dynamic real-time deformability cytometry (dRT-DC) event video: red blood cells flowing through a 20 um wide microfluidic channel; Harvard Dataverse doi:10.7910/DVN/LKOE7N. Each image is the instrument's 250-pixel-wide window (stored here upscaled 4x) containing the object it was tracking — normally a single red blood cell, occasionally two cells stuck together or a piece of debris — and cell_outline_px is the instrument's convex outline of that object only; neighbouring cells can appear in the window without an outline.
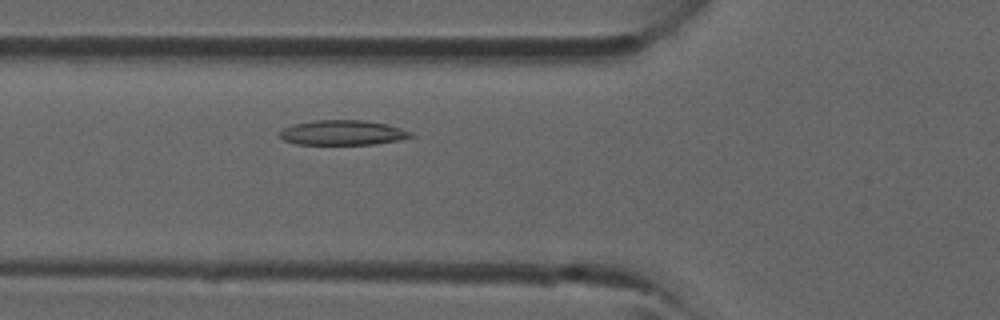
{"species": "common noctule bat (a hibernating species)", "species_latin": "Nyctalus noctula", "temperature_condition": "room temperature", "stored_images_in_passage": 30, "camera_frame_rate_fps": 3000, "um_per_image_px": 0.085, "animal": {"sex": "male", "forearm_length_mm": 52.5}, "frame": {"image": 1, "passage_image": 4, "time_ms": 1.0, "image_size_px": [1000, 320], "cell_outline_px": [[412, 136], [400, 140], [376, 144], [296, 144], [284, 140], [276, 136], [284, 128], [292, 124], [312, 120], [364, 120], [388, 124], [412, 132]], "centroid_in_image_um": [29.09, 11.27], "position_along_channel_um": 96.7, "area_um2": 19.13}}
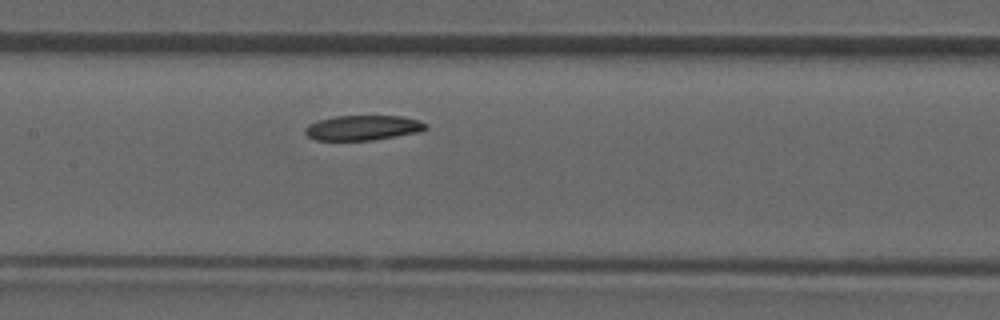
{"frame": {"image": 2, "passage_image": 9, "time_ms": 2.667, "image_size_px": [1000, 320], "cell_outline_px": [[428, 128], [420, 132], [372, 140], [316, 140], [308, 136], [304, 132], [304, 128], [308, 124], [320, 120], [336, 116], [400, 116], [420, 120], [428, 124]], "centroid_in_image_um": [30.87, 10.86], "position_along_channel_um": 176.5, "area_um2": 17.57}}
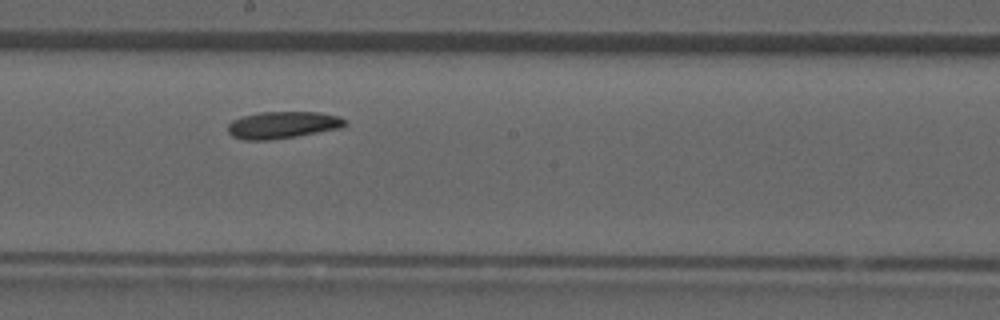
{"frame": {"image": 3, "passage_image": 12, "time_ms": 3.667, "image_size_px": [1000, 320], "cell_outline_px": [[348, 124], [340, 128], [296, 136], [268, 140], [244, 140], [232, 136], [228, 132], [228, 124], [232, 120], [240, 116], [260, 112], [320, 112], [340, 116], [348, 120]], "centroid_in_image_um": [24.04, 10.61], "position_along_channel_um": 224.2, "area_um2": 18.61}}